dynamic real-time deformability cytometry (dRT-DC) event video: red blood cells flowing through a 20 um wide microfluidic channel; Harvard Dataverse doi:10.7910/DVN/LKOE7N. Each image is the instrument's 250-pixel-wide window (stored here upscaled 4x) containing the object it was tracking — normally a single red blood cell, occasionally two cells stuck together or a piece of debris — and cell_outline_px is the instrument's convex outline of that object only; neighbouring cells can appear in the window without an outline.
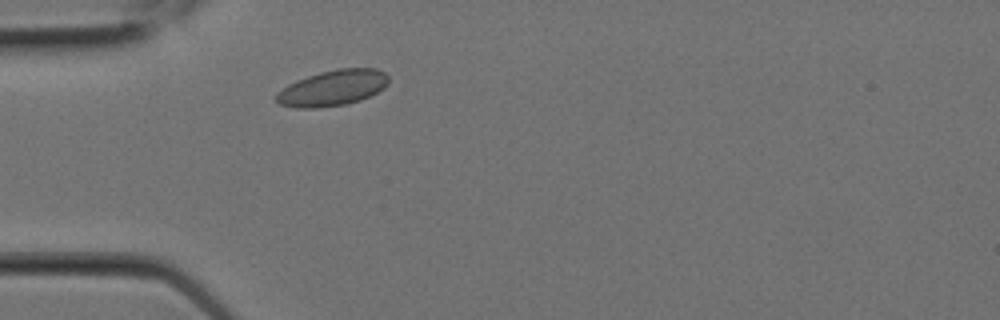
{"species": "Egyptian fruit bat (a non-hibernating species)", "species_latin": "Rousettus aegyptiacus", "temperature_condition": "room temperature", "stored_images_in_passage": 1, "camera_frame_rate_fps": 3000, "um_per_image_px": 0.085, "animal": {"sex": "female"}, "frame": {"image": 1, "passage_image": 1, "time_ms": 0.0, "image_size_px": [1000, 320], "cell_outline_px": [[388, 84], [384, 88], [360, 100], [344, 104], [316, 108], [296, 108], [280, 104], [276, 100], [276, 92], [288, 84], [296, 80], [320, 72], [340, 68], [376, 68], [384, 72], [388, 76]], "centroid_in_image_um": [28.26, 7.47], "position_along_channel_um": 56.7, "area_um2": 23.29}}